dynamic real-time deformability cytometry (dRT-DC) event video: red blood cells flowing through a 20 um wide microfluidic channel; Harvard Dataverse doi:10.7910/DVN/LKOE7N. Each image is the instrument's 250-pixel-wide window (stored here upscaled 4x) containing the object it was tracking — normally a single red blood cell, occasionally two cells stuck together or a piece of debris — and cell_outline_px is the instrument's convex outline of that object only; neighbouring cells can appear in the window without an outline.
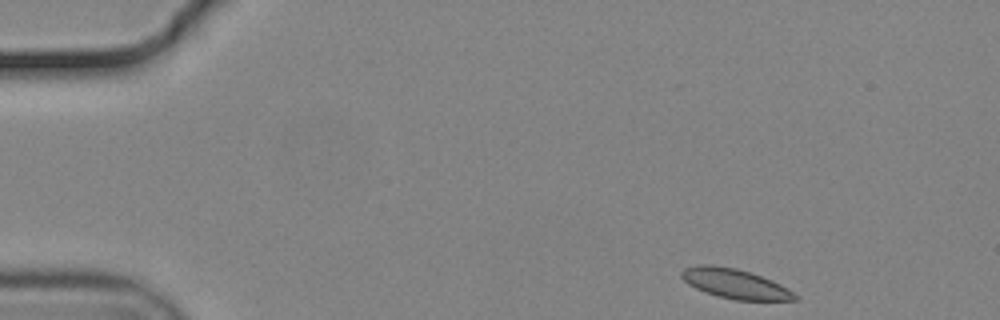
{"species": "common noctule bat (a hibernating species)", "species_latin": "Nyctalus noctula", "temperature_condition": "cold", "stored_images_in_passage": 50, "camera_frame_rate_fps": 3000, "um_per_image_px": 0.085, "animal": {"sex": "male", "body_mass_g": 19.2, "forearm_length_mm": 51.8}, "frame": {"image": 1, "passage_image": 1, "time_ms": 0.0, "image_size_px": [1000, 320], "cell_outline_px": [[800, 296], [796, 300], [736, 300], [720, 296], [696, 288], [688, 284], [680, 276], [680, 272], [684, 268], [700, 264], [712, 264], [736, 268], [772, 280], [788, 288]], "centroid_in_image_um": [62.49, 24.1], "position_along_channel_um": 22.5, "area_um2": 19.48}}
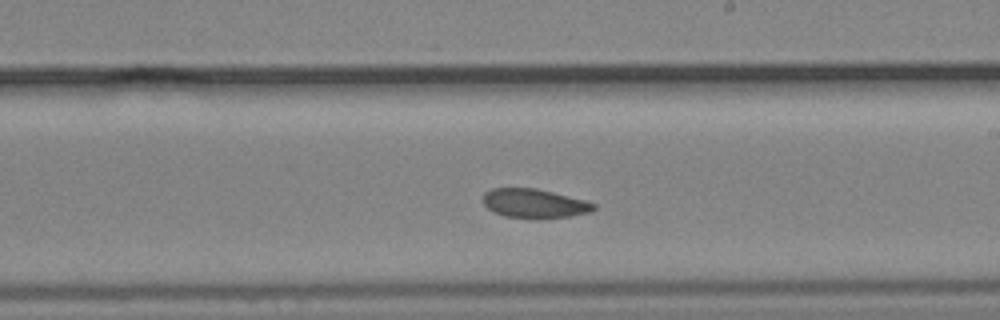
{"frame": {"image": 2, "passage_image": 27, "time_ms": 8.667, "image_size_px": [1000, 320], "cell_outline_px": [[596, 208], [592, 212], [568, 216], [504, 216], [488, 208], [484, 204], [484, 192], [492, 188], [536, 188], [584, 200], [596, 204]], "centroid_in_image_um": [45.42, 17.25], "position_along_channel_um": 243.6, "area_um2": 17.98}}
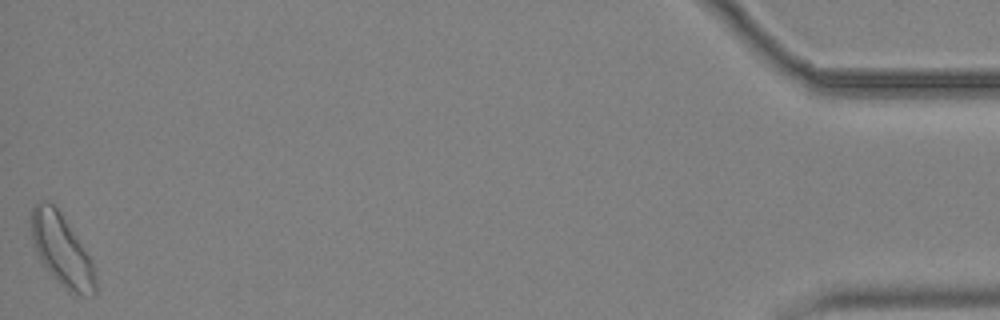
{"frame": {"image": 3, "passage_image": 50, "time_ms": 16.333, "image_size_px": [1000, 320], "cell_outline_px": [[96, 296], [80, 296], [68, 292], [52, 276], [40, 260], [36, 252], [32, 240], [32, 208], [40, 200], [48, 200], [60, 212], [88, 256], [92, 264], [96, 276]], "centroid_in_image_um": [5.25, 21.32], "position_along_channel_um": 430.0, "area_um2": 26.41}, "authors_computed_cell_mechanics": {"area_um2": 19.9699, "velocity_mm_per_s": 3.6534, "shape_relaxation_time_tau1_ms": null, "shape_relaxation_time_tau2_ms": 9.4423, "deformation_change_tau1": null, "deformation_change_tau2": 0.1086}}